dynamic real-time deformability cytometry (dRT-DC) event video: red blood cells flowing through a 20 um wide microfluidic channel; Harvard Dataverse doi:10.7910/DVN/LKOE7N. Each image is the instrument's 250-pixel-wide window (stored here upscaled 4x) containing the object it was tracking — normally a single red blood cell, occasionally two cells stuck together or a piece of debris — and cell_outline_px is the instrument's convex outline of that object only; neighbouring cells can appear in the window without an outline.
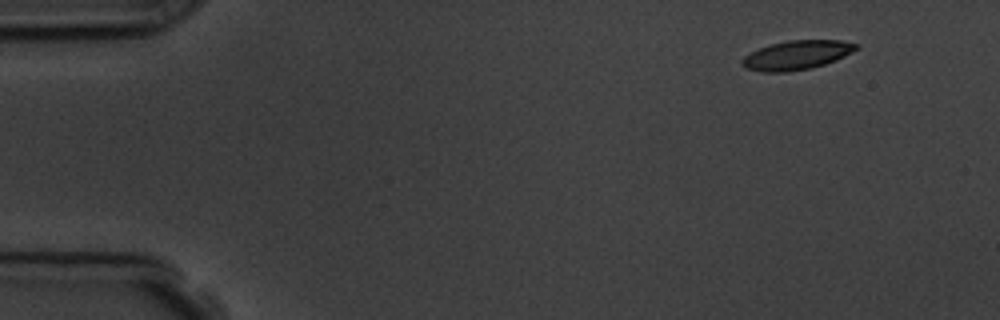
{"species": "common noctule bat (a hibernating species)", "species_latin": "Nyctalus noctula", "temperature_condition": "room temperature", "stored_images_in_passage": 52, "camera_frame_rate_fps": 3000, "um_per_image_px": 0.085, "animal": {"sex": "male", "body_mass_g": 19.5, "forearm_length_mm": 54.6}, "frame": {"image": 1, "passage_image": 1, "time_ms": 0.0, "image_size_px": [1000, 320], "cell_outline_px": [[860, 48], [836, 60], [812, 68], [788, 72], [760, 72], [744, 68], [740, 64], [740, 60], [744, 56], [760, 48], [772, 44], [788, 40], [840, 40], [860, 44]], "centroid_in_image_um": [67.72, 4.69], "position_along_channel_um": 17.3, "area_um2": 19.54}}
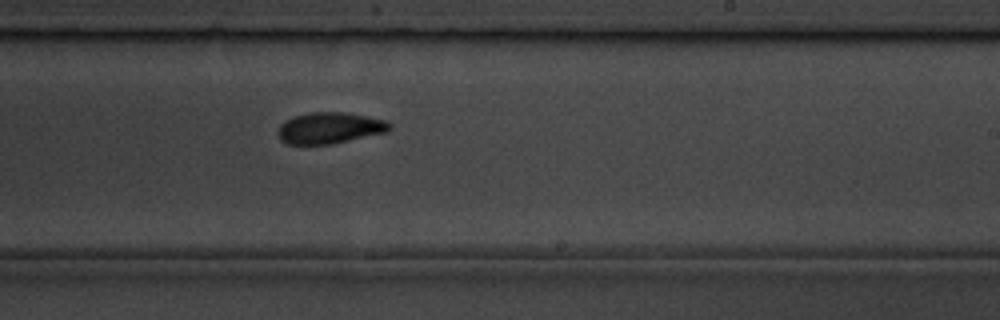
{"frame": {"image": 2, "passage_image": 30, "time_ms": 9.667, "image_size_px": [1000, 320], "cell_outline_px": [[392, 128], [388, 132], [332, 144], [288, 144], [280, 140], [276, 132], [280, 124], [284, 120], [292, 116], [308, 112], [344, 112], [388, 120], [392, 124]], "centroid_in_image_um": [28.02, 10.87], "position_along_channel_um": 261.0, "area_um2": 20.75}}
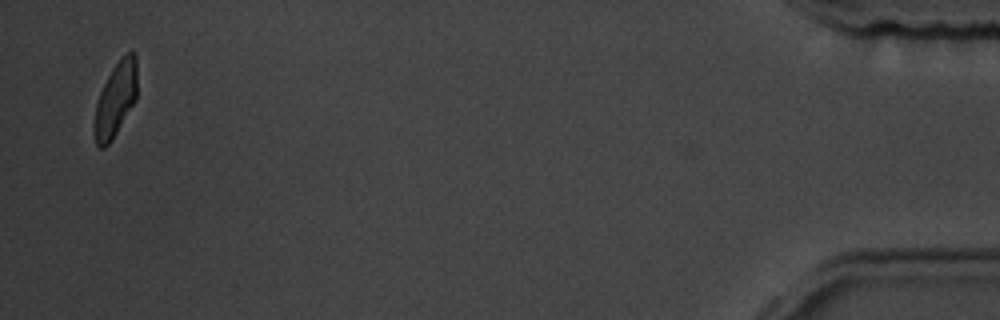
{"frame": {"image": 3, "passage_image": 51, "time_ms": 16.667, "image_size_px": [1000, 320], "cell_outline_px": [[136, 100], [112, 140], [104, 148], [100, 148], [96, 144], [92, 128], [92, 124], [96, 104], [100, 92], [112, 68], [128, 52], [132, 52], [136, 56]], "centroid_in_image_um": [9.79, 8.52], "position_along_channel_um": 425.4, "area_um2": 18.5}, "authors_computed_cell_mechanics": {"area_um2": 20.2589, "velocity_mm_per_s": 3.601, "shape_relaxation_time_tau1_ms": 2.9088, "shape_relaxation_time_tau2_ms": 3.8723, "deformation_change_tau1": 0.1322, "deformation_change_tau2": 0.0911}}